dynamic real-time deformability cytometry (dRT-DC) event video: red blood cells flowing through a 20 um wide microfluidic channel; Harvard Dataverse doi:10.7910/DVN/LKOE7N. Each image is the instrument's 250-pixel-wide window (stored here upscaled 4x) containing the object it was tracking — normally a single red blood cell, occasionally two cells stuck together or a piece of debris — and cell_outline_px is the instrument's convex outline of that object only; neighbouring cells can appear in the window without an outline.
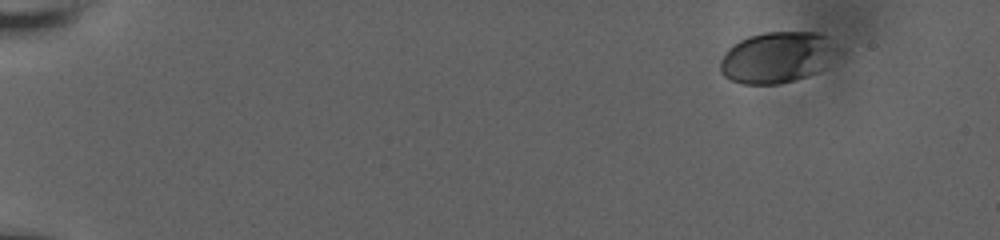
{"species": "human", "species_latin": "Homo sapiens", "temperature_condition": "room temperature", "stored_images_in_passage": 28, "camera_frame_rate_fps": 3000, "um_per_image_px": 0.085, "donor": {"sex": "male"}, "frame": {"image": 1, "passage_image": 1, "time_ms": 0.0, "image_size_px": [1000, 240], "cell_outline_px": [[844, 52], [816, 72], [808, 76], [780, 84], [744, 84], [732, 80], [724, 76], [720, 72], [720, 60], [724, 52], [732, 44], [748, 36], [764, 32], [820, 32], [832, 36]], "centroid_in_image_um": [66.14, 4.84], "position_along_channel_um": 18.9, "area_um2": 35.95}}
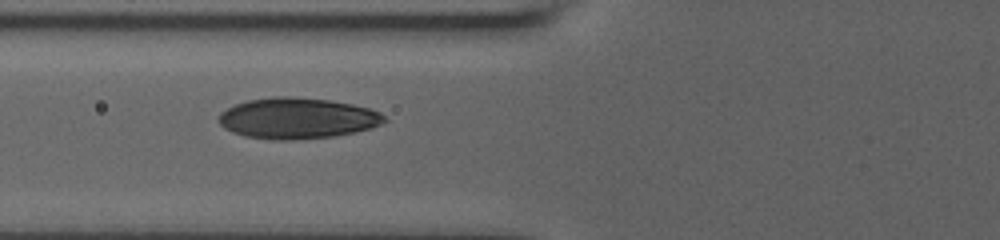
{"frame": {"image": 2, "passage_image": 21, "time_ms": 6.333, "image_size_px": [1000, 240], "cell_outline_px": [[388, 120], [372, 128], [332, 136], [292, 140], [272, 140], [244, 136], [232, 132], [224, 128], [220, 124], [220, 112], [236, 104], [248, 100], [272, 96], [292, 96], [328, 100], [352, 104], [368, 108], [380, 112]], "centroid_in_image_um": [25.26, 10.05], "position_along_channel_um": 100.5, "area_um2": 39.42}}
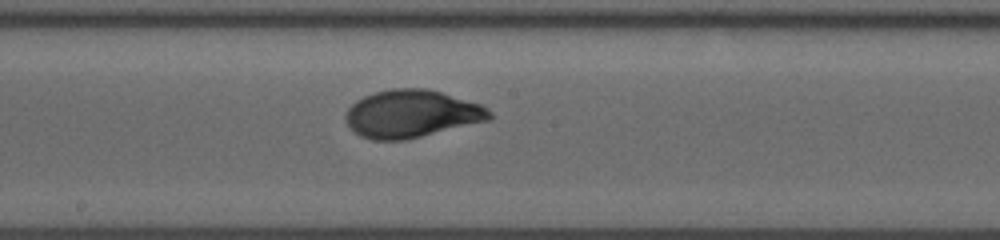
{"frame": {"image": 3, "passage_image": 28, "time_ms": 9.333, "image_size_px": [1000, 240], "cell_outline_px": [[492, 116], [488, 120], [408, 140], [372, 140], [360, 136], [344, 120], [344, 116], [348, 108], [356, 100], [364, 96], [376, 92], [392, 88], [428, 88], [480, 104], [492, 112]], "centroid_in_image_um": [34.96, 9.68], "position_along_channel_um": 213.2, "area_um2": 39.94}}